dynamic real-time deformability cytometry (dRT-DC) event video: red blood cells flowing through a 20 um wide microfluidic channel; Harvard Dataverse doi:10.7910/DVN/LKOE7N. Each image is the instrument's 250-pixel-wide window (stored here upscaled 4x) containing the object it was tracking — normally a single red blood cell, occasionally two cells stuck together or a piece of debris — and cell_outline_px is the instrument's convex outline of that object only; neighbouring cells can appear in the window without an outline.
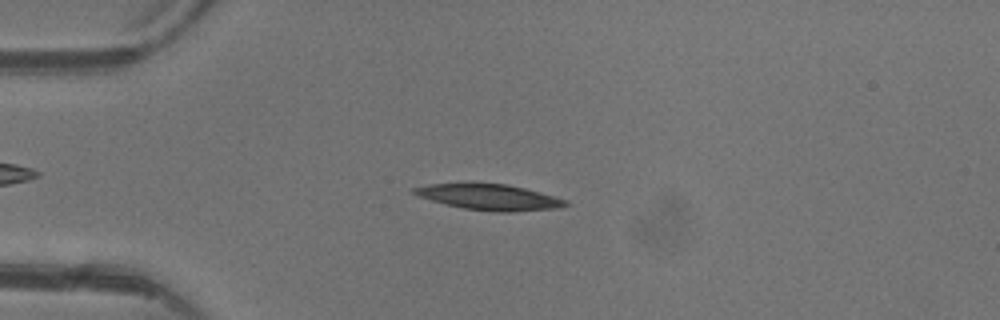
{"species": "common noctule bat (a hibernating species)", "species_latin": "Nyctalus noctula", "temperature_condition": "warm", "stored_images_in_passage": 3, "camera_frame_rate_fps": 3000, "um_per_image_px": 0.085, "animal": {"sex": "female"}, "frame": {"image": 1, "passage_image": 2, "time_ms": 2.0, "image_size_px": [1000, 320], "cell_outline_px": [[572, 204], [560, 208], [512, 212], [496, 212], [464, 208], [444, 204], [416, 196], [412, 192], [412, 188], [428, 184], [508, 184], [540, 192], [568, 200]], "centroid_in_image_um": [41.63, 16.77], "position_along_channel_um": 43.4, "area_um2": 22.77}}